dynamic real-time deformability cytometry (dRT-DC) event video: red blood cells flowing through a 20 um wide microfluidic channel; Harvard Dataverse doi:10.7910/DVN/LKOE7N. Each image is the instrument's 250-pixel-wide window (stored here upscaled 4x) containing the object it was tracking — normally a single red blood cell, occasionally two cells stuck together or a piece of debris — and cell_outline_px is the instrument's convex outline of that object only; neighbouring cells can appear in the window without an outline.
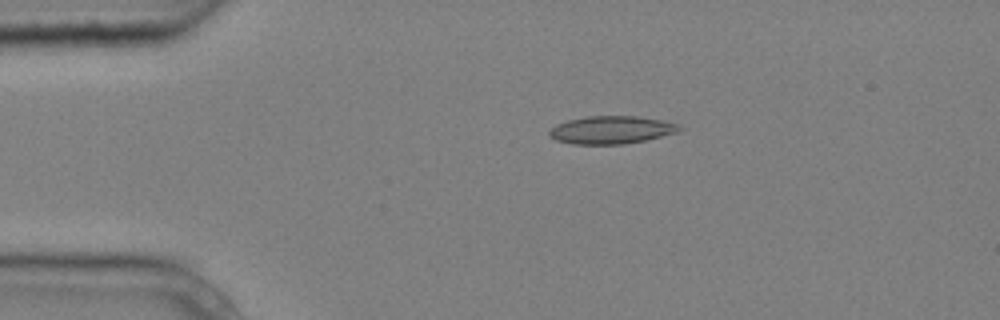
{"species": "common noctule bat (a hibernating species)", "species_latin": "Nyctalus noctula", "temperature_condition": "cold", "stored_images_in_passage": 2, "camera_frame_rate_fps": 3000, "um_per_image_px": 0.085, "animal": {"sex": "male", "body_mass_g": 20.4}, "frame": {"image": 1, "passage_image": 1, "time_ms": 0.0, "image_size_px": [1000, 320], "cell_outline_px": [[684, 128], [676, 132], [648, 140], [624, 144], [572, 144], [556, 140], [548, 136], [548, 132], [556, 124], [568, 120], [588, 116], [636, 116], [660, 120], [680, 124]], "centroid_in_image_um": [51.97, 11.05], "position_along_channel_um": 33.0, "area_um2": 21.15}}